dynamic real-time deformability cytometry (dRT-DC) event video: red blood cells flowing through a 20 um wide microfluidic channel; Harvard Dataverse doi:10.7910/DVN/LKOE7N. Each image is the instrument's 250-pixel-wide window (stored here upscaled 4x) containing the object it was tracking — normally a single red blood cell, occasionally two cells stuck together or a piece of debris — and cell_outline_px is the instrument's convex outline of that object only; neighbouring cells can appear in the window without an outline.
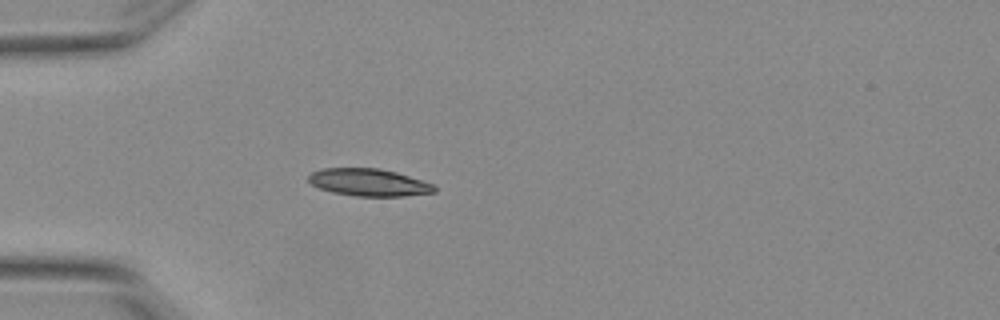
{"species": "Egyptian fruit bat (a non-hibernating species)", "species_latin": "Rousettus aegyptiacus", "temperature_condition": "warm", "stored_images_in_passage": 4, "camera_frame_rate_fps": 3000, "um_per_image_px": 0.085, "animal": {"sex": "female"}, "frame": {"image": 1, "passage_image": 4, "time_ms": 1.0, "image_size_px": [1000, 320], "cell_outline_px": [[436, 192], [404, 196], [356, 196], [332, 192], [320, 188], [312, 184], [308, 180], [308, 176], [312, 172], [320, 168], [380, 168], [396, 172], [432, 184], [436, 188]], "centroid_in_image_um": [31.32, 15.5], "position_along_channel_um": 53.7, "area_um2": 19.94}}